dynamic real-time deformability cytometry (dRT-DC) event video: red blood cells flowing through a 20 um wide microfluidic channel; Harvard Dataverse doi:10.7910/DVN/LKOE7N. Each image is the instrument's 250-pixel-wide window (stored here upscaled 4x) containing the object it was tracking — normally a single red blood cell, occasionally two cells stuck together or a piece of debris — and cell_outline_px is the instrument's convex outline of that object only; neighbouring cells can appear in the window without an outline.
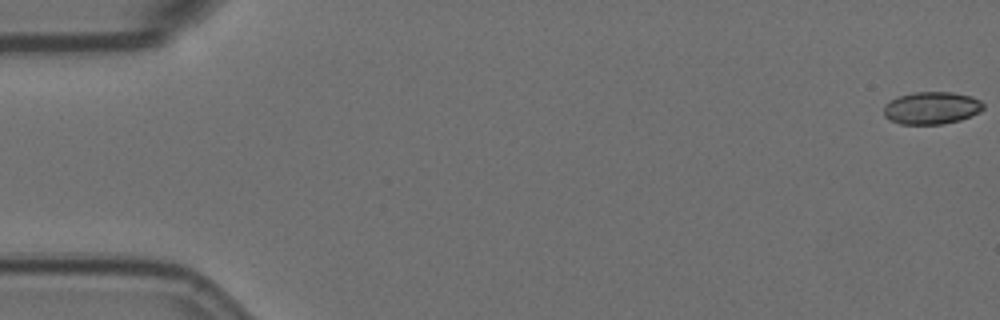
{"species": "Egyptian fruit bat (a non-hibernating species)", "species_latin": "Rousettus aegyptiacus", "temperature_condition": "room temperature", "stored_images_in_passage": 6, "camera_frame_rate_fps": 3000, "um_per_image_px": 0.085, "animal": {"sex": "female"}, "frame": {"image": 1, "passage_image": 1, "time_ms": 0.0, "image_size_px": [1000, 320], "cell_outline_px": [[984, 108], [980, 112], [960, 120], [940, 124], [900, 124], [888, 120], [884, 116], [884, 104], [896, 96], [912, 92], [952, 92], [972, 96], [980, 100], [984, 104]], "centroid_in_image_um": [79.16, 9.17], "position_along_channel_um": 5.8, "area_um2": 19.07}}
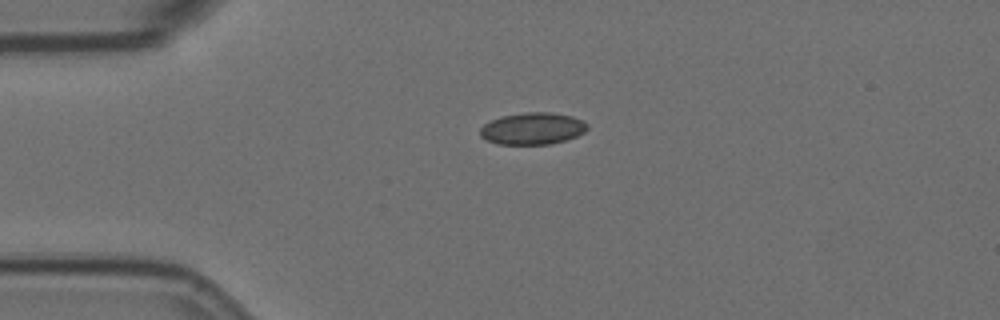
{"frame": {"image": 2, "passage_image": 4, "time_ms": 4.333, "image_size_px": [1000, 320], "cell_outline_px": [[588, 128], [584, 132], [576, 136], [564, 140], [548, 144], [500, 144], [488, 140], [480, 136], [480, 128], [484, 124], [500, 116], [524, 112], [552, 112], [572, 116], [588, 124]], "centroid_in_image_um": [45.26, 10.91], "position_along_channel_um": 39.7, "area_um2": 19.83}}
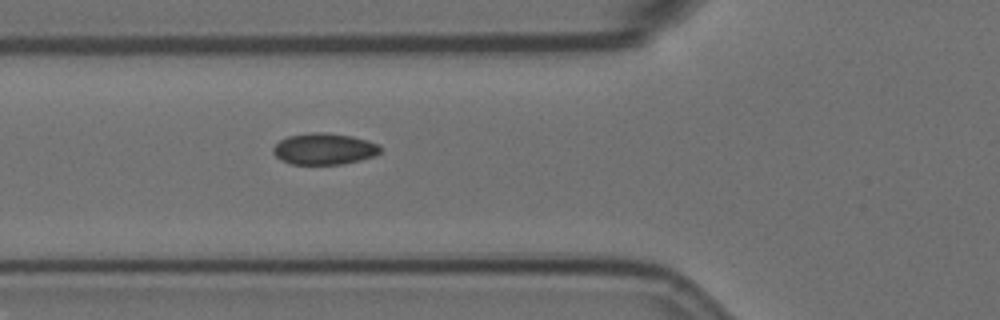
{"frame": {"image": 3, "passage_image": 6, "time_ms": 6.667, "image_size_px": [1000, 320], "cell_outline_px": [[380, 152], [372, 156], [360, 160], [340, 164], [288, 164], [280, 160], [272, 152], [272, 148], [280, 140], [288, 136], [312, 132], [324, 132], [352, 136], [380, 144]], "centroid_in_image_um": [27.52, 12.65], "position_along_channel_um": 98.3, "area_um2": 19.59}}